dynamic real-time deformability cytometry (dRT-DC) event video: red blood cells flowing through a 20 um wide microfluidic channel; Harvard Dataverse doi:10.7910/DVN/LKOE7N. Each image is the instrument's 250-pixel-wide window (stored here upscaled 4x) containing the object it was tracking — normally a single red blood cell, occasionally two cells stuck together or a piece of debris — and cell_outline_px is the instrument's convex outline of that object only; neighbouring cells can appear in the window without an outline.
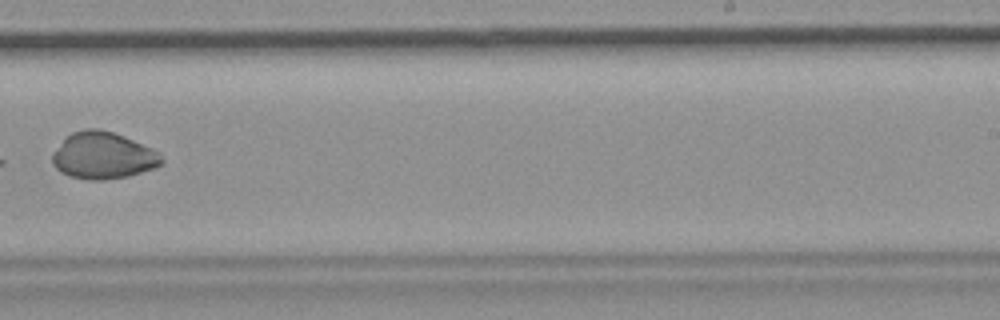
{"species": "common noctule bat (a hibernating species)", "species_latin": "Nyctalus noctula", "temperature_condition": "room temperature", "stored_images_in_passage": 9, "camera_frame_rate_fps": 3000, "um_per_image_px": 0.085, "animal": {"sex": "female", "body_mass_g": 19.9}, "frame": {"image": 1, "passage_image": 8, "time_ms": 2.333, "image_size_px": [1000, 320], "cell_outline_px": [[164, 164], [156, 168], [128, 176], [104, 180], [88, 180], [68, 176], [60, 172], [52, 164], [52, 152], [72, 132], [84, 128], [100, 128], [124, 136], [152, 148], [160, 152], [164, 160]], "centroid_in_image_um": [8.78, 13.23], "position_along_channel_um": 280.2, "area_um2": 30.17}}